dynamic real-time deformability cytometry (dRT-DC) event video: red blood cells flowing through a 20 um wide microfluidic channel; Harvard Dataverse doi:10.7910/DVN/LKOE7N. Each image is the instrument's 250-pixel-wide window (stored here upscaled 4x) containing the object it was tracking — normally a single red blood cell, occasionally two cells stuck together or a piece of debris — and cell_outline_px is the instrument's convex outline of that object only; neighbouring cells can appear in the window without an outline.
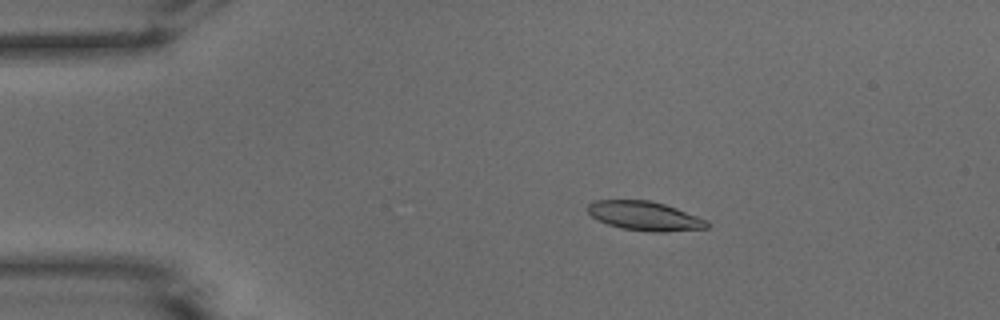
{"species": "common noctule bat (a hibernating species)", "species_latin": "Nyctalus noctula", "temperature_condition": "warm", "stored_images_in_passage": 51, "camera_frame_rate_fps": 3000, "um_per_image_px": 0.085, "animal": {"sex": "male", "body_mass_g": 15.6}, "frame": {"image": 1, "passage_image": 9, "time_ms": 2.667, "image_size_px": [1000, 320], "cell_outline_px": [[712, 224], [708, 228], [664, 232], [652, 232], [620, 228], [596, 220], [588, 212], [588, 204], [596, 200], [648, 200], [664, 204], [676, 208], [708, 220]], "centroid_in_image_um": [54.83, 18.36], "position_along_channel_um": 30.2, "area_um2": 20.35}}
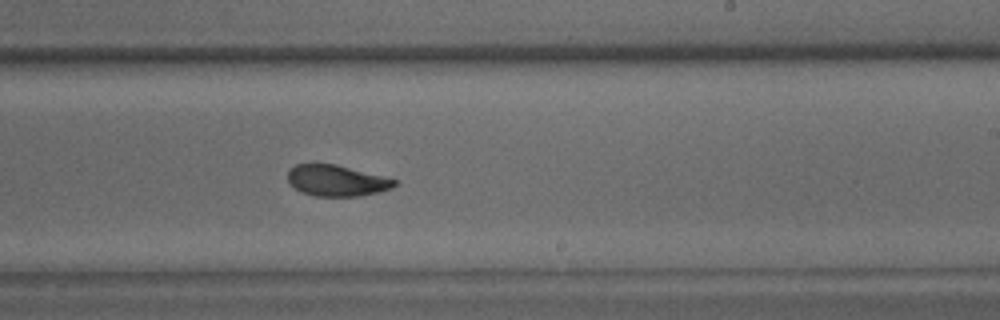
{"frame": {"image": 2, "passage_image": 31, "time_ms": 10.0, "image_size_px": [1000, 320], "cell_outline_px": [[396, 184], [392, 188], [360, 196], [316, 196], [300, 192], [288, 180], [288, 172], [296, 164], [336, 164], [384, 176], [396, 180]], "centroid_in_image_um": [28.62, 15.35], "position_along_channel_um": 260.4, "area_um2": 19.13}}
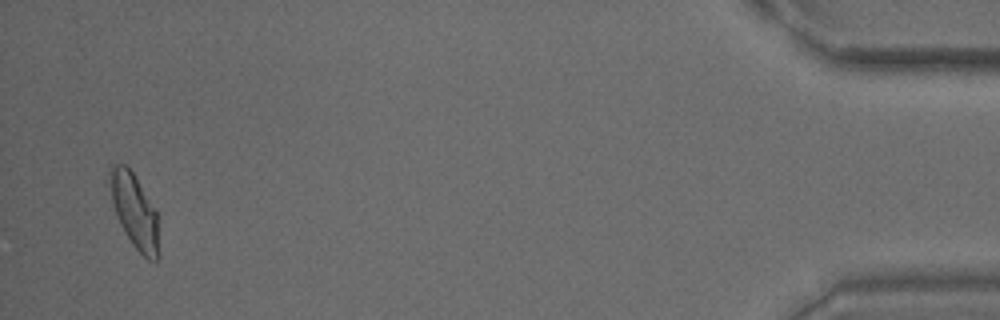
{"frame": {"image": 3, "passage_image": 50, "time_ms": 16.333, "image_size_px": [1000, 320], "cell_outline_px": [[160, 256], [156, 264], [148, 260], [132, 244], [120, 224], [112, 204], [108, 172], [112, 164], [124, 164], [132, 172], [156, 208]], "centroid_in_image_um": [11.46, 17.97], "position_along_channel_um": 423.7, "area_um2": 21.44}, "authors_computed_cell_mechanics": {"area_um2": 20.2878, "velocity_mm_per_s": 3.8683, "shape_relaxation_time_tau1_ms": 3.6134, "shape_relaxation_time_tau2_ms": 1.8079, "deformation_change_tau1": 0.1616, "deformation_change_tau2": 0.0739}}